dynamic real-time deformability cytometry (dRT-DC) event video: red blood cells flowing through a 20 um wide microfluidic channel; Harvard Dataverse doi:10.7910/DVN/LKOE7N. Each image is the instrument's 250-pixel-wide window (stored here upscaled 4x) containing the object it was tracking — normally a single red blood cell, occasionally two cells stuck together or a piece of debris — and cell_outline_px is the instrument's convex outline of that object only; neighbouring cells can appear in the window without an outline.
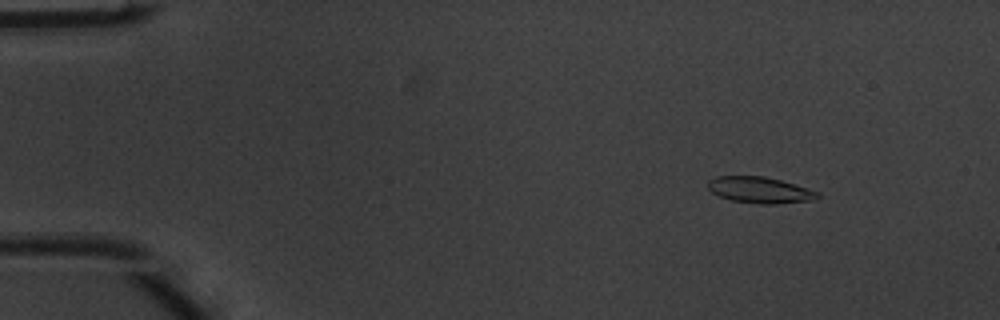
{"species": "common noctule bat (a hibernating species)", "species_latin": "Nyctalus noctula", "temperature_condition": "warm", "stored_images_in_passage": 47, "camera_frame_rate_fps": 3000, "um_per_image_px": 0.085, "animal": {"sex": "male", "body_mass_g": 20.1, "forearm_length_mm": 53.5}, "frame": {"image": 1, "passage_image": 3, "time_ms": 0.667, "image_size_px": [1000, 320], "cell_outline_px": [[820, 196], [812, 200], [776, 204], [760, 204], [732, 200], [720, 196], [712, 192], [708, 188], [708, 180], [716, 176], [764, 176], [780, 180], [820, 192]], "centroid_in_image_um": [64.58, 16.15], "position_along_channel_um": 20.4, "area_um2": 16.65}}
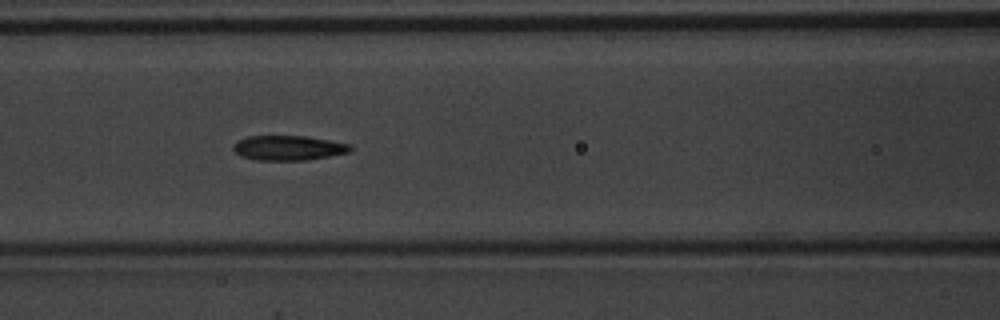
{"frame": {"image": 2, "passage_image": 19, "time_ms": 6.0, "image_size_px": [1000, 320], "cell_outline_px": [[352, 148], [348, 152], [328, 156], [304, 160], [256, 160], [240, 156], [232, 148], [232, 144], [236, 140], [248, 136], [308, 136], [352, 144]], "centroid_in_image_um": [24.48, 12.56], "position_along_channel_um": 142.1, "area_um2": 16.99}}
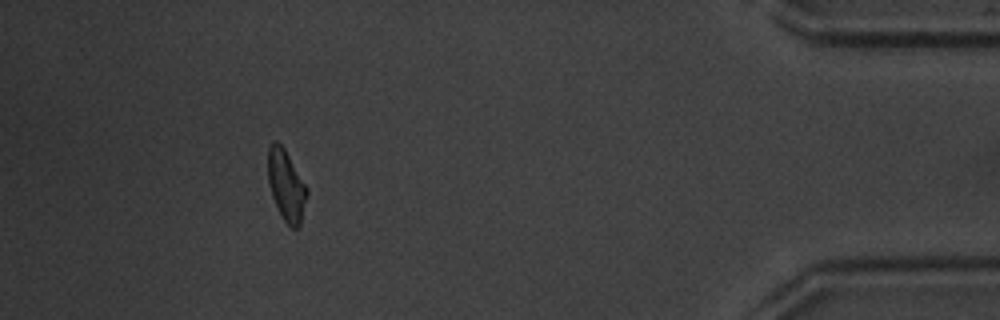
{"frame": {"image": 3, "passage_image": 43, "time_ms": 14.0, "image_size_px": [1000, 320], "cell_outline_px": [[308, 196], [300, 224], [296, 228], [292, 228], [284, 220], [272, 196], [268, 184], [268, 144], [272, 140], [276, 140], [284, 148], [308, 188]], "centroid_in_image_um": [24.33, 15.72], "position_along_channel_um": 410.9, "area_um2": 16.13}, "authors_computed_cell_mechanics": {"area_um2": 16.6464, "velocity_mm_per_s": 4.0342, "shape_relaxation_time_tau1_ms": 5.0079, "shape_relaxation_time_tau2_ms": 2.9549, "deformation_change_tau1": 0.1583, "deformation_change_tau2": 0.1252}}